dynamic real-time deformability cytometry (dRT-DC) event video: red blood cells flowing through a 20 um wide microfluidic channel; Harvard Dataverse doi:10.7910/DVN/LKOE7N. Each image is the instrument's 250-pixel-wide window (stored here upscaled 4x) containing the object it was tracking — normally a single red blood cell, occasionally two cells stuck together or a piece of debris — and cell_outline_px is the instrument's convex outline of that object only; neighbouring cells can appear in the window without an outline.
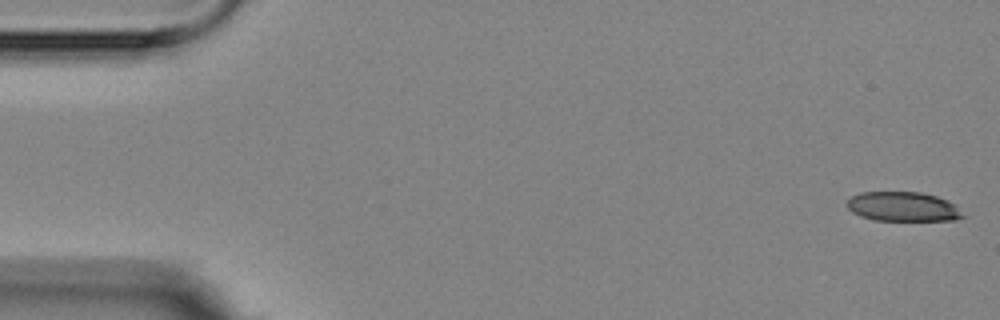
{"species": "Egyptian fruit bat (a non-hibernating species)", "species_latin": "Rousettus aegyptiacus", "temperature_condition": "room temperature", "stored_images_in_passage": 5, "camera_frame_rate_fps": 3000, "um_per_image_px": 0.085, "animal": {"sex": "female"}, "frame": {"image": 1, "passage_image": 1, "time_ms": 0.0, "image_size_px": [1000, 320], "cell_outline_px": [[968, 216], [956, 220], [876, 220], [860, 216], [852, 212], [848, 208], [848, 200], [852, 196], [860, 192], [920, 192], [936, 196], [948, 200]], "centroid_in_image_um": [76.79, 17.56], "position_along_channel_um": 8.2, "area_um2": 19.88}}
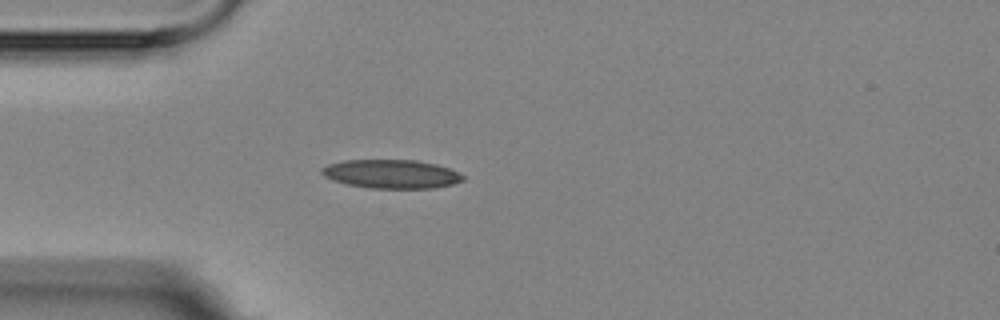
{"frame": {"image": 2, "passage_image": 5, "time_ms": 4.667, "image_size_px": [1000, 320], "cell_outline_px": [[464, 180], [452, 184], [432, 188], [368, 188], [348, 184], [332, 180], [324, 176], [320, 172], [320, 168], [328, 164], [344, 160], [416, 160], [436, 164], [448, 168], [464, 176]], "centroid_in_image_um": [33.22, 14.78], "position_along_channel_um": 51.8, "area_um2": 23.58}}